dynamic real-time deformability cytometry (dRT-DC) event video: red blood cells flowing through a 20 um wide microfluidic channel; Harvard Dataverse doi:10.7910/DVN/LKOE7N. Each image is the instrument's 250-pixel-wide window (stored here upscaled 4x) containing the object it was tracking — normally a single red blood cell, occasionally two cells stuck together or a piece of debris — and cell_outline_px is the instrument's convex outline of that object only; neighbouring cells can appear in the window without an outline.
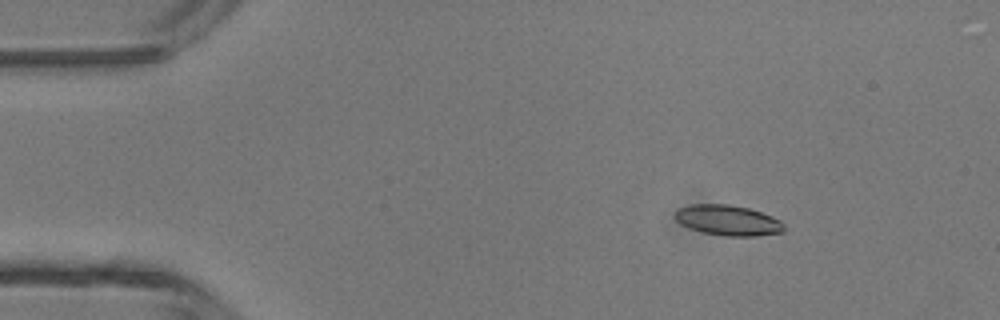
{"species": "common noctule bat (a hibernating species)", "species_latin": "Nyctalus noctula", "temperature_condition": "room temperature", "stored_images_in_passage": 47, "camera_frame_rate_fps": 3000, "um_per_image_px": 0.085, "animal": {"sex": "male", "body_mass_g": 13.3}, "frame": {"image": 1, "passage_image": 7, "time_ms": 2.0, "image_size_px": [1000, 320], "cell_outline_px": [[784, 232], [756, 236], [724, 236], [704, 232], [680, 224], [676, 220], [676, 208], [692, 204], [728, 204], [748, 208], [772, 216], [780, 220], [784, 224]], "centroid_in_image_um": [61.89, 18.72], "position_along_channel_um": 23.1, "area_um2": 19.25}}
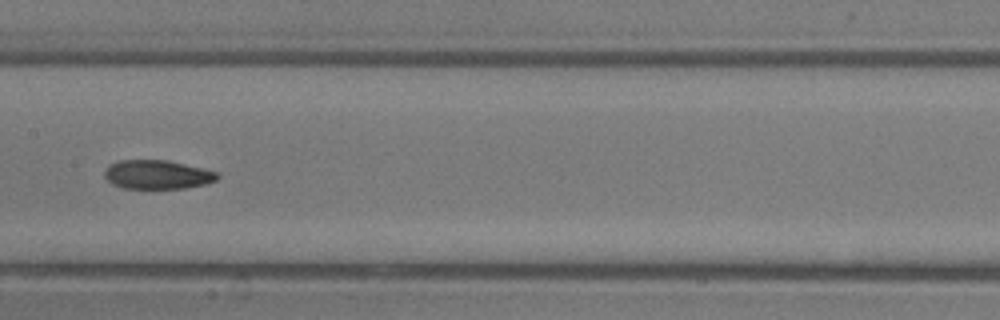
{"frame": {"image": 2, "passage_image": 24, "time_ms": 7.667, "image_size_px": [1000, 320], "cell_outline_px": [[220, 176], [216, 180], [204, 184], [184, 188], [124, 188], [112, 184], [104, 176], [104, 172], [108, 164], [120, 160], [168, 160], [216, 172]], "centroid_in_image_um": [13.33, 14.83], "position_along_channel_um": 194.1, "area_um2": 18.84}}
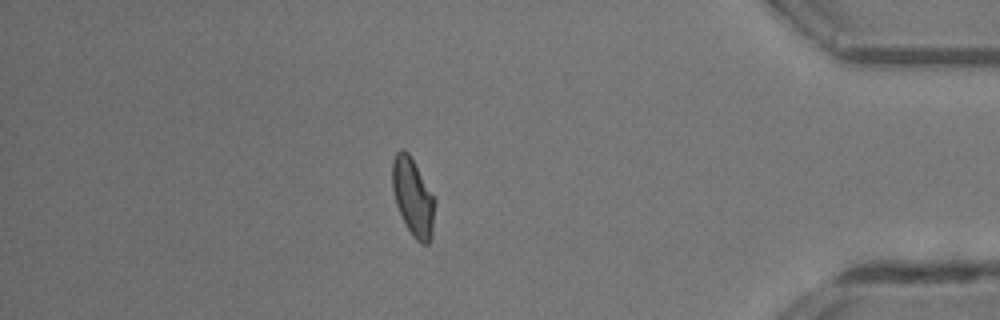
{"frame": {"image": 3, "passage_image": 41, "time_ms": 13.333, "image_size_px": [1000, 320], "cell_outline_px": [[436, 200], [432, 236], [428, 244], [420, 244], [412, 236], [396, 204], [392, 188], [392, 160], [396, 152], [400, 148], [404, 148], [408, 152], [436, 196]], "centroid_in_image_um": [35.13, 16.72], "position_along_channel_um": 400.1, "area_um2": 19.65}, "authors_computed_cell_mechanics": {"area_um2": 19.2474, "velocity_mm_per_s": 4.3706, "shape_relaxation_time_tau1_ms": null, "shape_relaxation_time_tau2_ms": 2.4466, "deformation_change_tau1": null, "deformation_change_tau2": 0.0863}}